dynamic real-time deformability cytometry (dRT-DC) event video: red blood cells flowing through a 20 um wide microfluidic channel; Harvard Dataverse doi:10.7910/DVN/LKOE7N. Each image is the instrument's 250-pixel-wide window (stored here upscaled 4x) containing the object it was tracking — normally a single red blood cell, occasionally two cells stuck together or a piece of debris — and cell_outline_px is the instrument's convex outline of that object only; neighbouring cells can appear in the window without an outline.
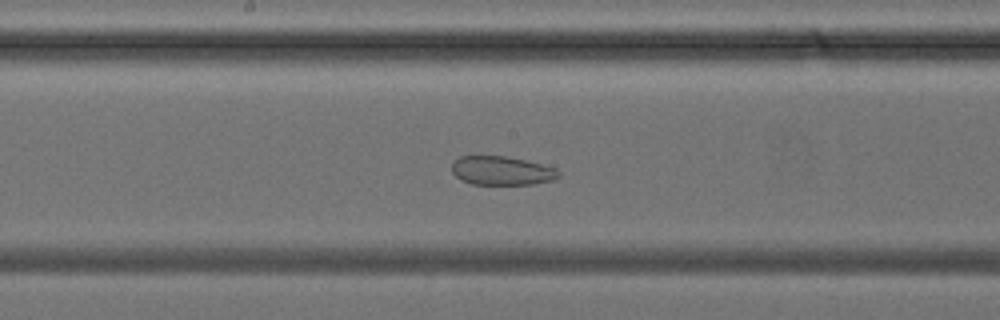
{"species": "common noctule bat (a hibernating species)", "species_latin": "Nyctalus noctula", "temperature_condition": "cold", "stored_images_in_passage": 41, "camera_frame_rate_fps": 3000, "um_per_image_px": 0.085, "animal": {"sex": "female", "body_mass_g": 24.6, "forearm_length_mm": 56.2}, "frame": {"image": 1, "passage_image": 22, "time_ms": 7.0, "image_size_px": [1000, 320], "cell_outline_px": [[560, 176], [556, 180], [532, 184], [472, 184], [460, 180], [452, 172], [452, 164], [460, 156], [504, 156], [524, 160], [556, 168], [560, 172]], "centroid_in_image_um": [42.66, 14.52], "position_along_channel_um": 205.5, "area_um2": 17.92}}
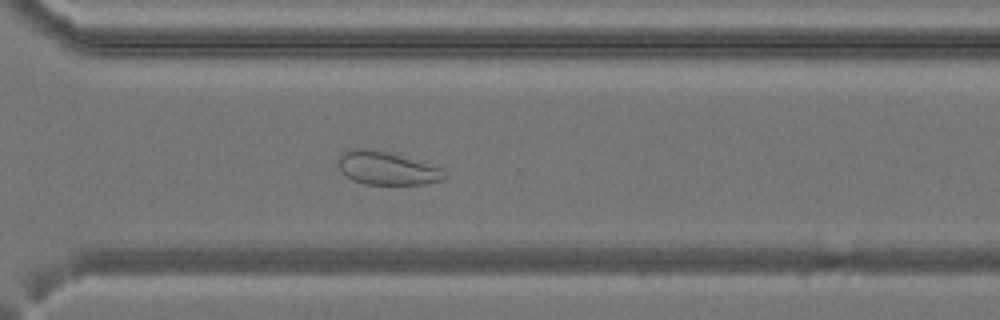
{"frame": {"image": 2, "passage_image": 30, "time_ms": 9.667, "image_size_px": [1000, 320], "cell_outline_px": [[444, 180], [424, 184], [364, 184], [352, 180], [340, 168], [340, 156], [344, 152], [352, 148], [368, 148], [384, 152], [440, 168], [444, 176]], "centroid_in_image_um": [32.84, 14.32], "position_along_channel_um": 337.8, "area_um2": 19.65}}
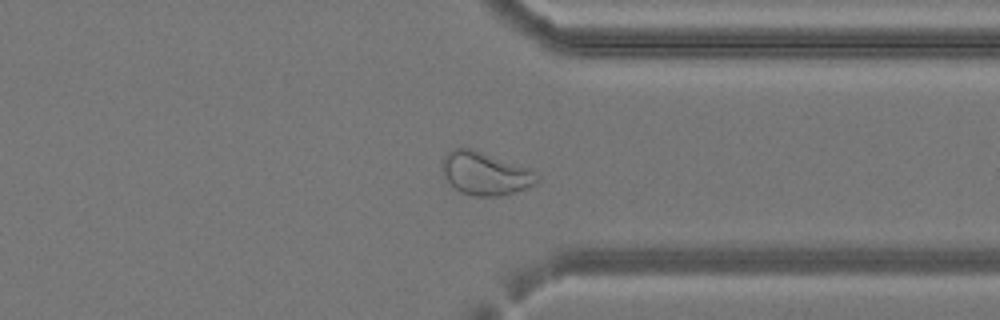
{"frame": {"image": 3, "passage_image": 32, "time_ms": 10.333, "image_size_px": [1000, 320], "cell_outline_px": [[540, 180], [536, 184], [504, 196], [476, 196], [460, 192], [444, 176], [440, 168], [444, 156], [448, 152], [456, 148], [468, 148], [480, 152], [524, 168], [540, 176]], "centroid_in_image_um": [41.2, 14.78], "position_along_channel_um": 370.2, "area_um2": 23.12}}